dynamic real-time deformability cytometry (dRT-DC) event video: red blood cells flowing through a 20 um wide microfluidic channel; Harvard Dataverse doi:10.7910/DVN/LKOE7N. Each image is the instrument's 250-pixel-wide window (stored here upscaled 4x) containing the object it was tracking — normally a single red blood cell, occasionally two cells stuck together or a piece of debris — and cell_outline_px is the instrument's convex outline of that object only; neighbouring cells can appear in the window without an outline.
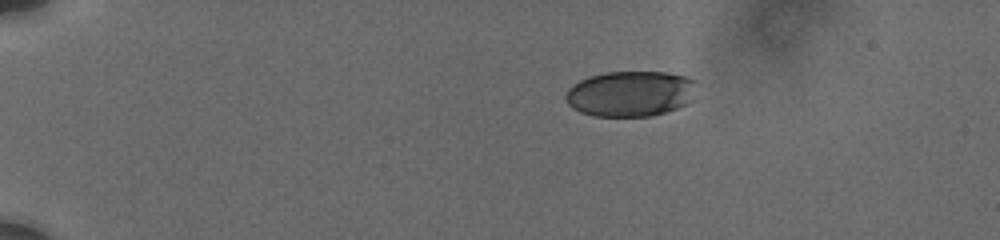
{"species": "human", "species_latin": "Homo sapiens", "temperature_condition": "cold", "stored_images_in_passage": 6, "camera_frame_rate_fps": 3000, "um_per_image_px": 0.085, "donor": {"sex": "male"}, "frame": {"image": 1, "passage_image": 1, "time_ms": 0.0, "image_size_px": [1000, 240], "cell_outline_px": [[696, 80], [692, 100], [688, 104], [664, 112], [648, 116], [592, 116], [580, 112], [572, 108], [568, 104], [564, 96], [568, 88], [572, 84], [588, 76], [604, 72], [668, 72], [684, 76]], "centroid_in_image_um": [53.56, 7.96], "position_along_channel_um": 31.4, "area_um2": 35.03}}
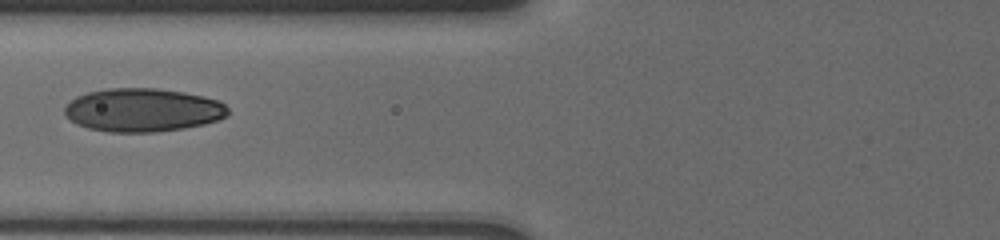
{"frame": {"image": 2, "passage_image": 5, "time_ms": 4.667, "image_size_px": [1000, 240], "cell_outline_px": [[228, 116], [204, 124], [184, 128], [156, 132], [108, 132], [88, 128], [76, 124], [64, 112], [64, 108], [76, 96], [88, 92], [108, 88], [156, 88], [184, 92], [216, 100], [224, 104], [228, 108]], "centroid_in_image_um": [12.13, 9.35], "position_along_channel_um": 113.7, "area_um2": 41.15}}
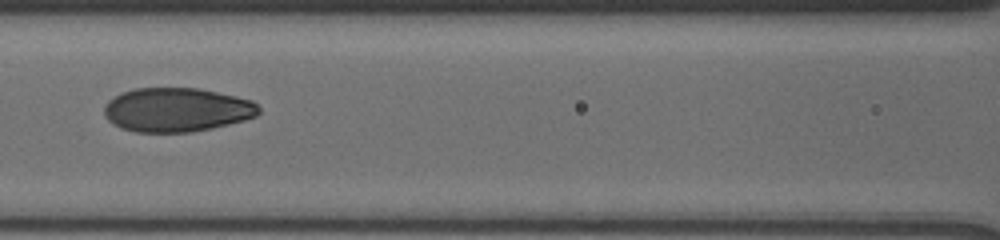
{"frame": {"image": 3, "passage_image": 6, "time_ms": 5.667, "image_size_px": [1000, 240], "cell_outline_px": [[260, 112], [256, 116], [244, 120], [212, 128], [192, 132], [136, 132], [120, 128], [112, 124], [104, 116], [104, 104], [108, 100], [120, 92], [136, 88], [196, 88], [236, 96], [252, 100], [260, 108]], "centroid_in_image_um": [14.98, 9.33], "position_along_channel_um": 151.6, "area_um2": 39.88}}